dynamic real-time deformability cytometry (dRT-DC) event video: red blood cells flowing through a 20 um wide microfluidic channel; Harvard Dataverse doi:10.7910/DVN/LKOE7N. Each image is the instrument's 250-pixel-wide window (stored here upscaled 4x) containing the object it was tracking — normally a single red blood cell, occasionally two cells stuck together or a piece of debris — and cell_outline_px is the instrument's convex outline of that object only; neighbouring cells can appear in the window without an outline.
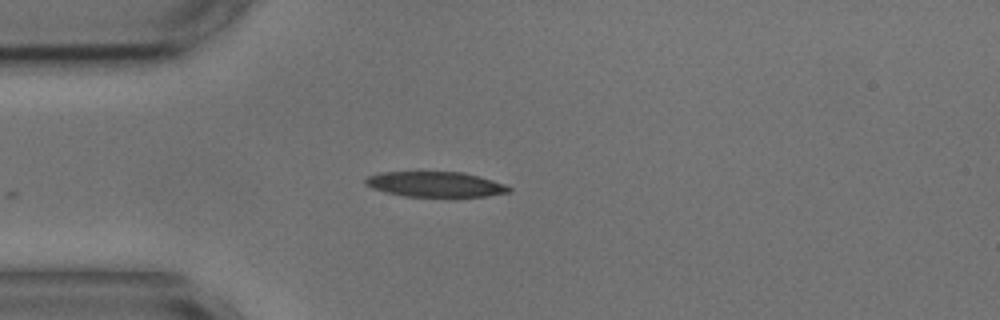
{"species": "common noctule bat (a hibernating species)", "species_latin": "Nyctalus noctula", "temperature_condition": "cold", "stored_images_in_passage": 13, "camera_frame_rate_fps": 3000, "um_per_image_px": 0.085, "animal": {"sex": "male", "body_mass_g": 17.9, "forearm_length_mm": 54.2}, "frame": {"image": 1, "passage_image": 1, "time_ms": 0.0, "image_size_px": [1000, 320], "cell_outline_px": [[512, 188], [508, 192], [488, 196], [404, 196], [372, 188], [364, 184], [364, 180], [368, 176], [380, 172], [464, 172], [480, 176], [504, 184]], "centroid_in_image_um": [36.99, 15.65], "position_along_channel_um": 48.0, "area_um2": 20.92}}